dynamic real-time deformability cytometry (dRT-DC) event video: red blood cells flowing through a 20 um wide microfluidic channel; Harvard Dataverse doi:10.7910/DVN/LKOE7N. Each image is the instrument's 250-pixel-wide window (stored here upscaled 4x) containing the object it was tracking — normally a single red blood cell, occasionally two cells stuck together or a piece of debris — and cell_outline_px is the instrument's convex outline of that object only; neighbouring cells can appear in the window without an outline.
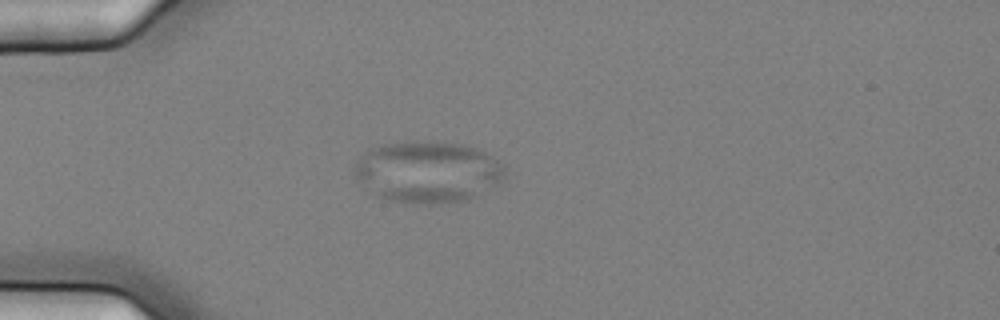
{"species": "common noctule bat (a hibernating species)", "species_latin": "Nyctalus noctula", "temperature_condition": "cold", "stored_images_in_passage": 1, "camera_frame_rate_fps": 3000, "um_per_image_px": 0.085, "animal": {"sex": "female", "body_mass_g": 25.1}, "frame": {"image": 1, "passage_image": 1, "time_ms": 0.0, "image_size_px": [1000, 320], "cell_outline_px": [[504, 176], [496, 184], [476, 196], [468, 200], [424, 204], [416, 204], [388, 200], [376, 196], [360, 184], [352, 176], [352, 168], [356, 160], [360, 156], [384, 144], [404, 140], [444, 140], [468, 144], [492, 156], [504, 164]], "centroid_in_image_um": [36.31, 14.58], "position_along_channel_um": 48.7, "area_um2": 54.91}}